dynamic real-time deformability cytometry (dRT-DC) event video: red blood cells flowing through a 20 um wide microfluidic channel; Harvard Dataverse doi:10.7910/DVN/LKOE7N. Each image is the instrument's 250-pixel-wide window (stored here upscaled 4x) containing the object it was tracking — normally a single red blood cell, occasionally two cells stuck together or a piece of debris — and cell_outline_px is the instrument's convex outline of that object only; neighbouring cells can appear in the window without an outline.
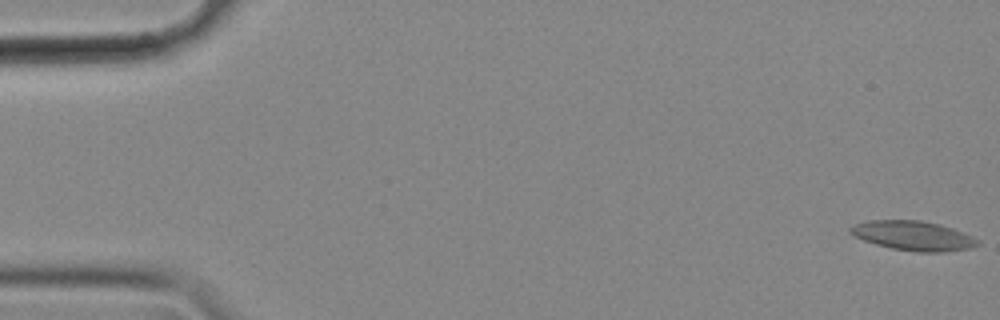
{"species": "common noctule bat (a hibernating species)", "species_latin": "Nyctalus noctula", "temperature_condition": "cold", "stored_images_in_passage": 58, "camera_frame_rate_fps": 3000, "um_per_image_px": 0.085, "animal": {"sex": "female", "body_mass_g": 18.4}, "frame": {"image": 1, "passage_image": 1, "time_ms": 0.0, "image_size_px": [1000, 320], "cell_outline_px": [[980, 244], [968, 248], [944, 252], [920, 252], [892, 248], [876, 244], [864, 240], [848, 232], [848, 228], [856, 224], [868, 220], [920, 220], [940, 224], [952, 228], [972, 236], [980, 240]], "centroid_in_image_um": [77.63, 20.03], "position_along_channel_um": 7.4, "area_um2": 21.73}}
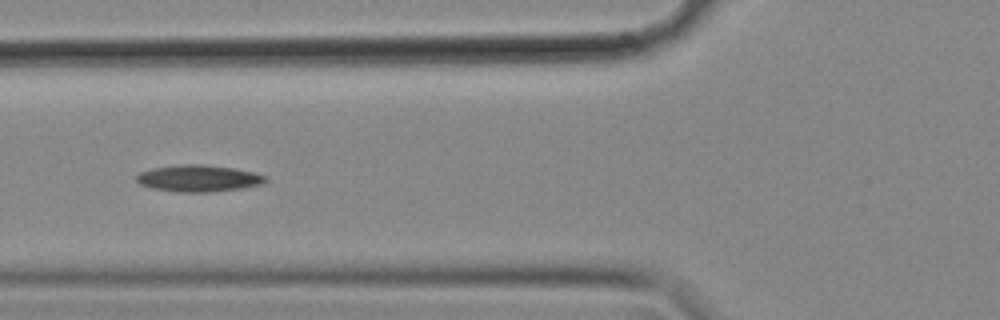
{"frame": {"image": 2, "passage_image": 22, "time_ms": 7.0, "image_size_px": [1000, 320], "cell_outline_px": [[268, 180], [260, 184], [244, 188], [208, 192], [176, 192], [152, 188], [140, 184], [136, 180], [136, 176], [140, 172], [152, 168], [180, 164], [204, 164], [232, 168], [252, 172], [268, 176]], "centroid_in_image_um": [16.87, 15.16], "position_along_channel_um": 108.9, "area_um2": 20.11}}
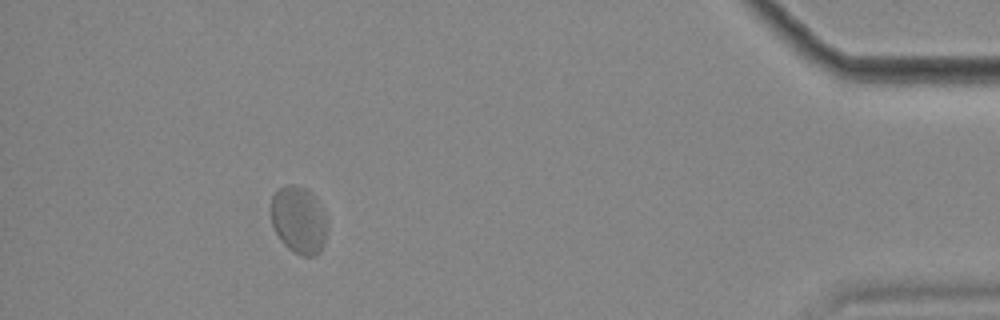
{"frame": {"image": 3, "passage_image": 53, "time_ms": 17.333, "image_size_px": [1000, 320], "cell_outline_px": [[328, 228], [324, 244], [320, 252], [312, 256], [300, 256], [292, 252], [280, 240], [272, 224], [272, 196], [284, 184], [296, 184], [308, 188], [316, 196], [328, 220]], "centroid_in_image_um": [25.44, 18.69], "position_along_channel_um": 409.8, "area_um2": 22.6}, "authors_computed_cell_mechanics": {"area_um2": 20.0855, "velocity_mm_per_s": 3.4601, "shape_relaxation_time_tau1_ms": null, "shape_relaxation_time_tau2_ms": 4.6647, "deformation_change_tau1": null, "deformation_change_tau2": 0.0578}}